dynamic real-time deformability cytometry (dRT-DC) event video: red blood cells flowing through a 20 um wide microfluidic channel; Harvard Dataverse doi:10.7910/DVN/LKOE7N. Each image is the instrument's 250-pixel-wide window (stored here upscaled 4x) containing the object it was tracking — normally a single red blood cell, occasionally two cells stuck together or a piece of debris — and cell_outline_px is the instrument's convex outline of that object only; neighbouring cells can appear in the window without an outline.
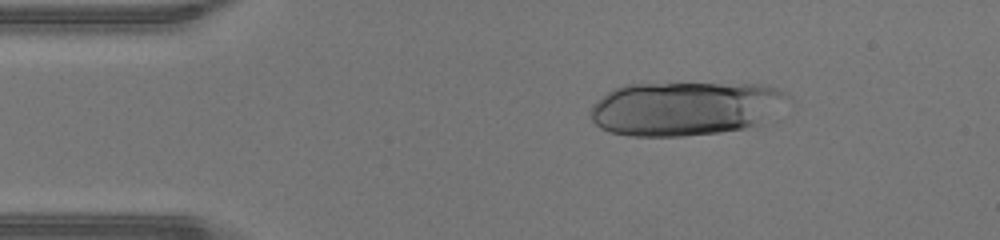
{"species": "human", "species_latin": "Homo sapiens", "temperature_condition": "warm", "stored_images_in_passage": 16, "camera_frame_rate_fps": 3000, "um_per_image_px": 0.085, "donor": {"sex": "male"}, "frame": {"image": 1, "passage_image": 7, "time_ms": 2.0, "image_size_px": [1000, 240], "cell_outline_px": [[792, 100], [764, 120], [756, 124], [744, 128], [720, 132], [684, 136], [628, 136], [608, 132], [600, 128], [592, 120], [588, 112], [592, 104], [596, 100], [612, 88], [624, 84], [760, 84], [776, 88], [784, 92]], "centroid_in_image_um": [58.18, 9.21], "position_along_channel_um": 26.8, "area_um2": 62.42}}